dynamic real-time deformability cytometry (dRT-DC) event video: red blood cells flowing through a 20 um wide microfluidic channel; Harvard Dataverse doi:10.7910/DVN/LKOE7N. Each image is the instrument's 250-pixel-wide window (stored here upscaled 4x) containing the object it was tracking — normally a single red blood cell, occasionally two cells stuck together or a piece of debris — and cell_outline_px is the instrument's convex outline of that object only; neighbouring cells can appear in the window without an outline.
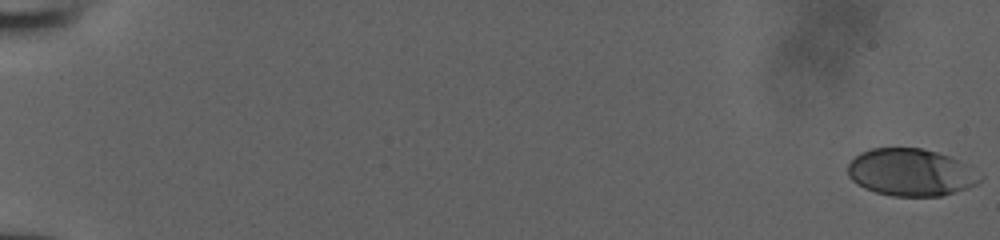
{"species": "human", "species_latin": "Homo sapiens", "temperature_condition": "room temperature", "stored_images_in_passage": 51, "camera_frame_rate_fps": 3000, "um_per_image_px": 0.085, "donor": {"sex": "male"}, "frame": {"image": 1, "passage_image": 1, "time_ms": 0.0, "image_size_px": [1000, 240], "cell_outline_px": [[984, 176], [976, 184], [968, 188], [940, 196], [892, 196], [876, 192], [864, 188], [856, 184], [848, 176], [848, 164], [860, 152], [872, 148], [920, 148], [936, 152], [948, 156], [956, 160]], "centroid_in_image_um": [77.38, 14.66], "position_along_channel_um": 7.6, "area_um2": 36.18}}
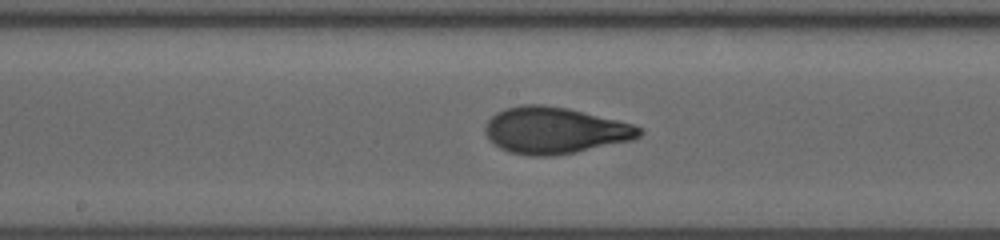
{"frame": {"image": 2, "passage_image": 28, "time_ms": 9.0, "image_size_px": [1000, 240], "cell_outline_px": [[644, 132], [640, 136], [632, 140], [552, 156], [528, 156], [508, 152], [500, 148], [488, 136], [484, 128], [484, 124], [496, 112], [504, 108], [524, 104], [544, 104], [568, 108], [632, 124], [640, 128]], "centroid_in_image_um": [47.12, 11.07], "position_along_channel_um": 201.1, "area_um2": 41.5}}
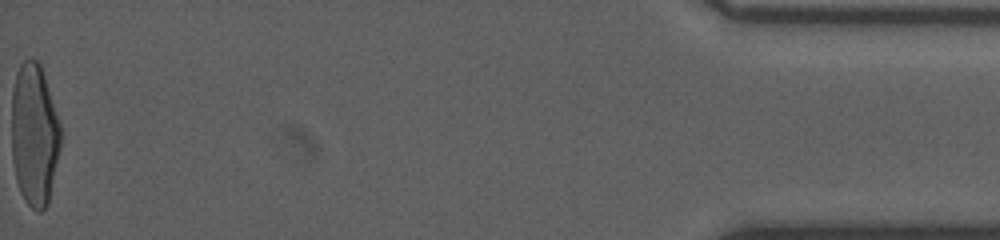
{"frame": {"image": 3, "passage_image": 51, "time_ms": 16.667, "image_size_px": [1000, 240], "cell_outline_px": [[60, 148], [48, 204], [40, 212], [36, 212], [24, 200], [20, 192], [16, 180], [12, 160], [12, 88], [16, 72], [20, 64], [24, 60], [36, 60], [40, 64], [60, 124]], "centroid_in_image_um": [2.9, 11.48], "position_along_channel_um": 432.3, "area_um2": 40.58}}